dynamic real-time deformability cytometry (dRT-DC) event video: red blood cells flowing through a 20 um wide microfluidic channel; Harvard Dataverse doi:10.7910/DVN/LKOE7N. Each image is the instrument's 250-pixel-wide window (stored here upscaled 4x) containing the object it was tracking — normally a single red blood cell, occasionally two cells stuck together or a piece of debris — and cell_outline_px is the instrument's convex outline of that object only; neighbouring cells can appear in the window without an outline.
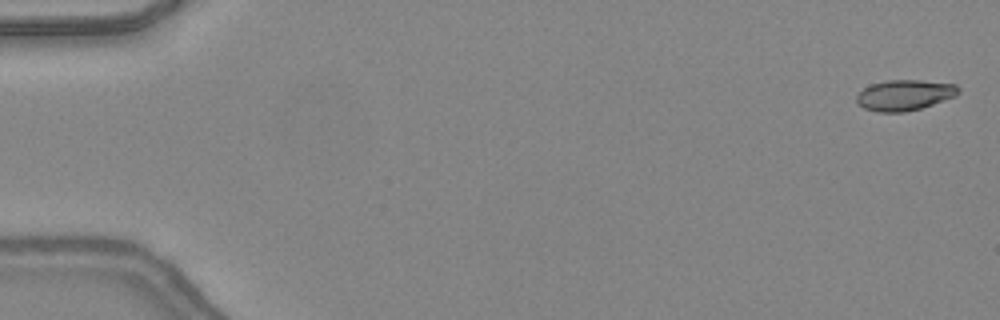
{"species": "common noctule bat (a hibernating species)", "species_latin": "Nyctalus noctula", "temperature_condition": "warm", "stored_images_in_passage": 36, "segment_of_instrument_passage": [1, 2], "camera_frame_rate_fps": 3000, "um_per_image_px": 0.085, "animal": {"sex": "female", "body_mass_g": 24.6, "forearm_length_mm": 56.2}, "frame": {"image": 1, "passage_image": 1, "time_ms": 0.0, "image_size_px": [1000, 320], "cell_outline_px": [[960, 92], [956, 96], [920, 108], [904, 112], [876, 112], [864, 108], [856, 100], [856, 96], [864, 88], [872, 84], [888, 80], [920, 80], [956, 84], [960, 88]], "centroid_in_image_um": [76.91, 8.08], "position_along_channel_um": 8.1, "area_um2": 18.09}}